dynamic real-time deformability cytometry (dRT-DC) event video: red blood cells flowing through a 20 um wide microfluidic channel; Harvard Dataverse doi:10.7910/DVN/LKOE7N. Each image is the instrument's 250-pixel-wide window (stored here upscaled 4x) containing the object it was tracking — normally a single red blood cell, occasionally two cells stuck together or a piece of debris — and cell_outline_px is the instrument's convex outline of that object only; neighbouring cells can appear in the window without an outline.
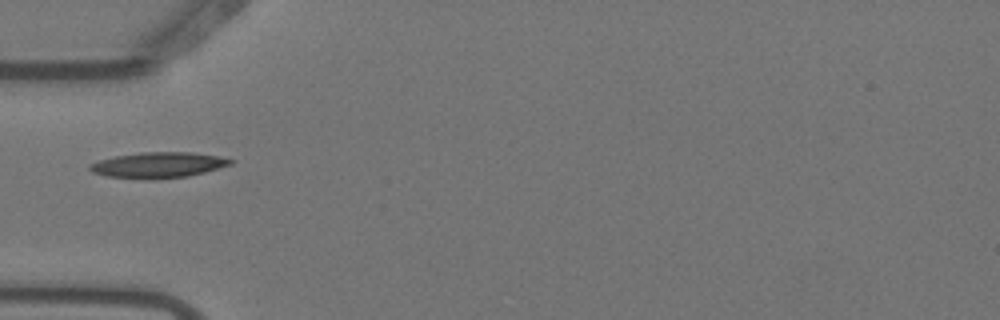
{"species": "Egyptian fruit bat (a non-hibernating species)", "species_latin": "Rousettus aegyptiacus", "temperature_condition": "warm", "stored_images_in_passage": 1, "camera_frame_rate_fps": 3000, "um_per_image_px": 0.085, "animal": {"sex": "female"}, "frame": {"image": 1, "passage_image": 1, "time_ms": 0.0, "image_size_px": [1000, 320], "cell_outline_px": [[236, 160], [232, 164], [204, 172], [188, 176], [156, 180], [148, 180], [108, 176], [92, 172], [88, 168], [88, 164], [100, 160], [116, 156], [140, 152], [192, 152], [216, 156]], "centroid_in_image_um": [13.44, 14.03], "position_along_channel_um": 71.6, "area_um2": 21.15}}